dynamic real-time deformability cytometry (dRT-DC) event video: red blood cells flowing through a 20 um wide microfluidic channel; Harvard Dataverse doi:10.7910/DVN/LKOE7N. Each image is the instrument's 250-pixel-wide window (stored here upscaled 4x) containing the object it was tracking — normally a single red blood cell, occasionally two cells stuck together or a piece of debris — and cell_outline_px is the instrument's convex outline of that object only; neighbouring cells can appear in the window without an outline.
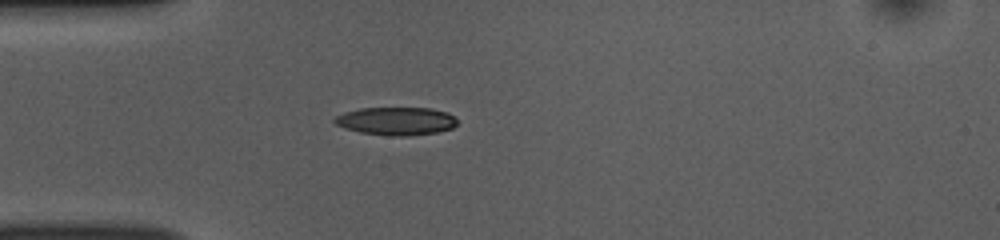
{"species": "common noctule bat (a hibernating species)", "species_latin": "Nyctalus noctula", "temperature_condition": "room temperature", "stored_images_in_passage": 38, "camera_frame_rate_fps": 3000, "um_per_image_px": 0.085, "animal": {"sex": "female", "body_mass_g": 10.0, "forearm_length_mm": 53.1}, "frame": {"image": 1, "passage_image": 1, "time_ms": 0.0, "image_size_px": [1000, 240], "cell_outline_px": [[456, 124], [452, 128], [436, 132], [408, 136], [388, 136], [360, 132], [344, 128], [336, 124], [332, 120], [336, 116], [344, 112], [360, 108], [432, 108], [448, 112], [456, 116]], "centroid_in_image_um": [33.68, 10.29], "position_along_channel_um": 51.3, "area_um2": 20.17}}
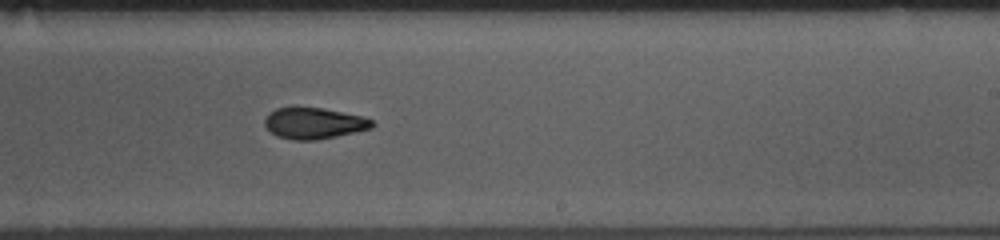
{"frame": {"image": 2, "passage_image": 18, "time_ms": 5.667, "image_size_px": [1000, 240], "cell_outline_px": [[376, 124], [372, 128], [356, 132], [316, 140], [292, 140], [276, 136], [264, 124], [264, 120], [276, 108], [324, 108], [364, 116], [372, 120]], "centroid_in_image_um": [26.74, 10.49], "position_along_channel_um": 262.3, "area_um2": 19.42}}
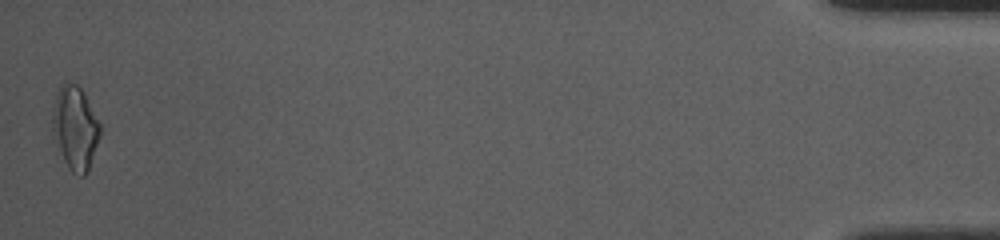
{"frame": {"image": 3, "passage_image": 38, "time_ms": 12.333, "image_size_px": [1000, 240], "cell_outline_px": [[100, 136], [88, 168], [84, 176], [80, 176], [72, 172], [68, 168], [64, 160], [52, 128], [52, 108], [56, 92], [64, 80], [68, 80], [76, 84], [84, 92], [100, 124]], "centroid_in_image_um": [6.37, 10.8], "position_along_channel_um": 428.8, "area_um2": 22.95}, "authors_computed_cell_mechanics": {"area_um2": 19.7098, "velocity_mm_per_s": 3.8714, "shape_relaxation_time_tau1_ms": 3.5757, "shape_relaxation_time_tau2_ms": 4.3489, "deformation_change_tau1": 0.1473, "deformation_change_tau2": 0.1167}}